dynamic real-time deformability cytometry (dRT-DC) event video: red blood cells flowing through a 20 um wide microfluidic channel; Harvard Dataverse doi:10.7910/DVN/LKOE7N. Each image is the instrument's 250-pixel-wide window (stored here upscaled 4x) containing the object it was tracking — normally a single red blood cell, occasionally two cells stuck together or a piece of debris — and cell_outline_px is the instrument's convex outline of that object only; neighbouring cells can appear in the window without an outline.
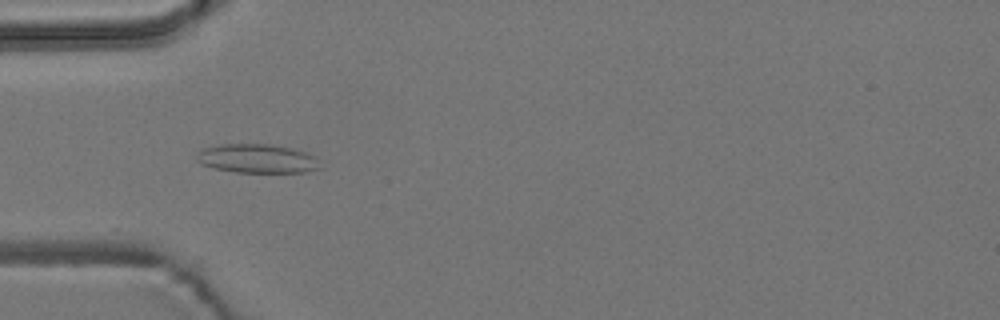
{"species": "common noctule bat (a hibernating species)", "species_latin": "Nyctalus noctula", "temperature_condition": "room temperature", "stored_images_in_passage": 5, "camera_frame_rate_fps": 3000, "um_per_image_px": 0.085, "animal": {"sex": "male", "body_mass_g": 19.2, "forearm_length_mm": 51.8}, "frame": {"image": 1, "passage_image": 4, "time_ms": 3.333, "image_size_px": [1000, 320], "cell_outline_px": [[320, 168], [304, 172], [236, 172], [212, 168], [200, 164], [196, 160], [196, 156], [204, 148], [220, 144], [272, 144], [292, 148], [308, 152], [316, 156]], "centroid_in_image_um": [21.86, 13.47], "position_along_channel_um": 63.1, "area_um2": 20.92}}